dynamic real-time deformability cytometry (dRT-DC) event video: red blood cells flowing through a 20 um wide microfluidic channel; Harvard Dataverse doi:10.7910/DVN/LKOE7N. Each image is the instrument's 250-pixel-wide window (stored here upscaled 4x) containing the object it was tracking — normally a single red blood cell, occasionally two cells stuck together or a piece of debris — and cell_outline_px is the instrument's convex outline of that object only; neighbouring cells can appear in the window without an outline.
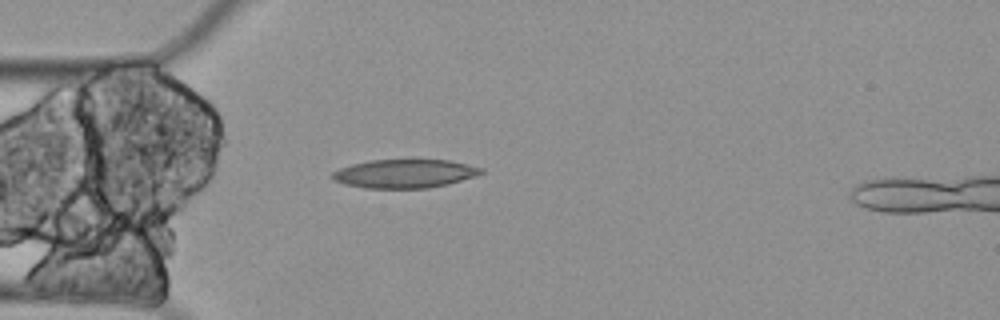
{"species": "Egyptian fruit bat (a non-hibernating species)", "species_latin": "Rousettus aegyptiacus", "temperature_condition": "cold", "stored_images_in_passage": 1, "camera_frame_rate_fps": 3000, "um_per_image_px": 0.085, "animal": {"sex": "female"}, "frame": {"image": 1, "passage_image": 1, "time_ms": 0.0, "image_size_px": [1000, 320], "cell_outline_px": [[484, 172], [476, 176], [448, 184], [428, 188], [364, 188], [344, 184], [332, 180], [328, 176], [332, 172], [340, 168], [352, 164], [368, 160], [448, 160], [484, 168]], "centroid_in_image_um": [34.36, 14.76], "position_along_channel_um": 50.6, "area_um2": 24.97}}